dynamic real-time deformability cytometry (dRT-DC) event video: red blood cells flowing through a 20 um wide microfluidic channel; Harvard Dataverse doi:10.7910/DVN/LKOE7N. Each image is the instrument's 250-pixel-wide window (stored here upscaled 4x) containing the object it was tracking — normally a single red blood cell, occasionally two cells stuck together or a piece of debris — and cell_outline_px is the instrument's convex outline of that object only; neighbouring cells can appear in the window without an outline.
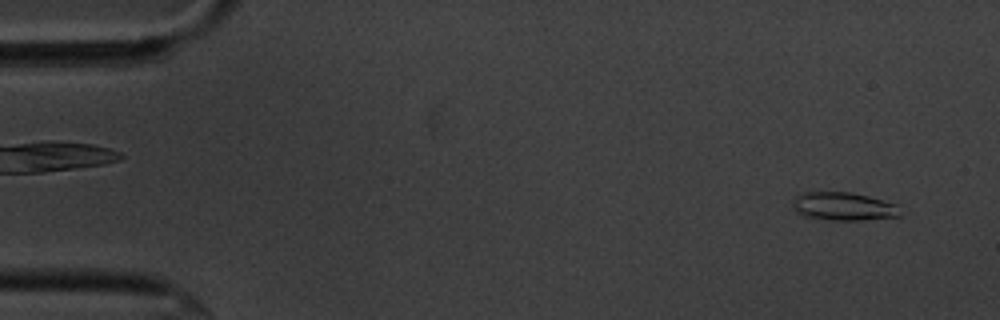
{"species": "common noctule bat (a hibernating species)", "species_latin": "Nyctalus noctula", "temperature_condition": "cold", "stored_images_in_passage": 55, "segment_of_instrument_passage": [1, 2], "camera_frame_rate_fps": 3000, "um_per_image_px": 0.085, "animal": {"sex": "male", "body_mass_g": 20.1, "forearm_length_mm": 53.5}, "frame": {"image": 1, "passage_image": 3, "time_ms": 0.667, "image_size_px": [1000, 320], "cell_outline_px": [[904, 212], [900, 216], [860, 220], [832, 220], [804, 216], [796, 212], [792, 208], [792, 200], [796, 196], [804, 192], [852, 192], [868, 196], [896, 204]], "centroid_in_image_um": [71.69, 17.54], "position_along_channel_um": 13.3, "area_um2": 17.8}}
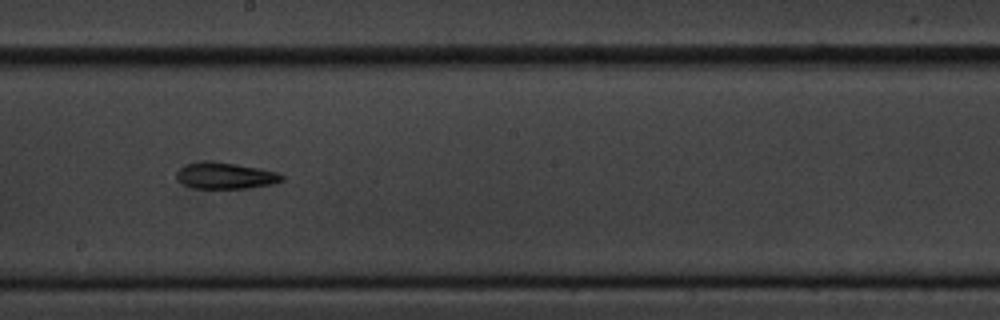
{"frame": {"image": 2, "passage_image": 30, "time_ms": 9.667, "image_size_px": [1000, 320], "cell_outline_px": [[284, 180], [272, 184], [248, 188], [192, 188], [176, 180], [176, 172], [184, 164], [204, 160], [212, 160], [260, 168], [276, 172], [284, 176]], "centroid_in_image_um": [19.11, 14.92], "position_along_channel_um": 229.1, "area_um2": 16.42}}
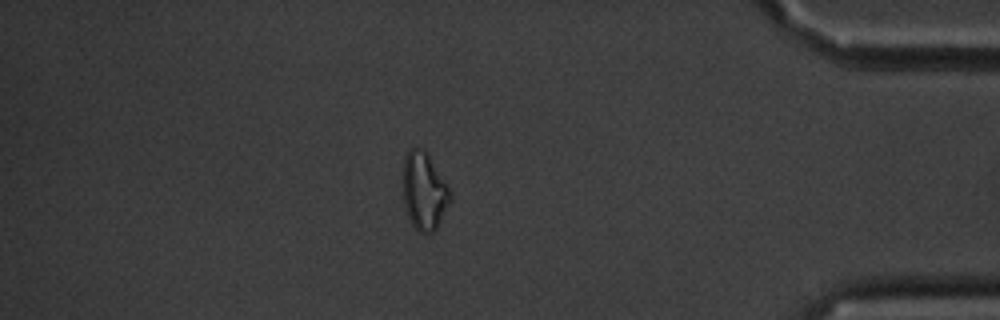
{"frame": {"image": 3, "passage_image": 47, "time_ms": 15.333, "image_size_px": [1000, 320], "cell_outline_px": [[452, 200], [436, 228], [432, 232], [416, 232], [408, 216], [404, 204], [404, 156], [408, 148], [420, 148], [428, 156], [448, 184], [452, 192]], "centroid_in_image_um": [36.07, 16.27], "position_along_channel_um": 399.1, "area_um2": 21.21}}